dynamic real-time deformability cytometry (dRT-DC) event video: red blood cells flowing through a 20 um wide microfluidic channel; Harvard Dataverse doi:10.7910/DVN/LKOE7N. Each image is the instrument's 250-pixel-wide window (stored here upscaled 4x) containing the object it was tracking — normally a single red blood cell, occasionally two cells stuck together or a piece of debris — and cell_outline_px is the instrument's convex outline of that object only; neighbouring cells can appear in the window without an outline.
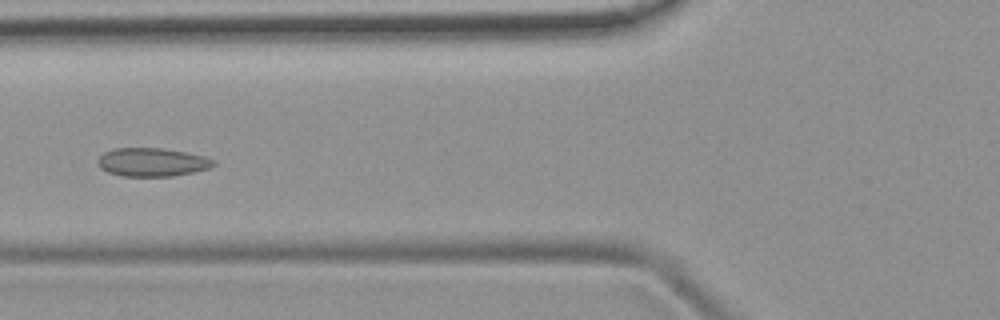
{"species": "common noctule bat (a hibernating species)", "species_latin": "Nyctalus noctula", "temperature_condition": "room temperature", "stored_images_in_passage": 6, "camera_frame_rate_fps": 3000, "um_per_image_px": 0.085, "animal": {"sex": "female", "body_mass_g": 19.9}, "frame": {"image": 1, "passage_image": 5, "time_ms": 4.667, "image_size_px": [1000, 320], "cell_outline_px": [[216, 164], [212, 168], [172, 176], [120, 176], [108, 172], [100, 168], [96, 160], [104, 152], [112, 148], [160, 148], [208, 156], [216, 160]], "centroid_in_image_um": [12.95, 13.78], "position_along_channel_um": 112.8, "area_um2": 19.42}}
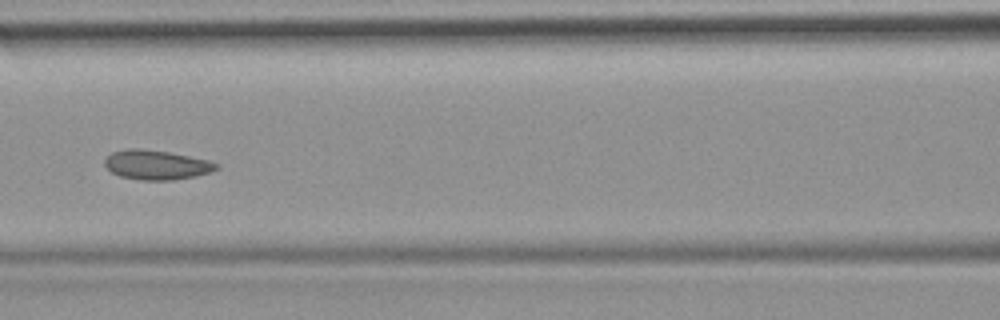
{"frame": {"image": 2, "passage_image": 6, "time_ms": 5.667, "image_size_px": [1000, 320], "cell_outline_px": [[220, 168], [212, 172], [196, 176], [172, 180], [140, 180], [120, 176], [112, 172], [104, 164], [104, 160], [112, 152], [128, 148], [140, 148], [168, 152], [208, 160], [220, 164]], "centroid_in_image_um": [13.33, 14.01], "position_along_channel_um": 153.3, "area_um2": 19.25}}